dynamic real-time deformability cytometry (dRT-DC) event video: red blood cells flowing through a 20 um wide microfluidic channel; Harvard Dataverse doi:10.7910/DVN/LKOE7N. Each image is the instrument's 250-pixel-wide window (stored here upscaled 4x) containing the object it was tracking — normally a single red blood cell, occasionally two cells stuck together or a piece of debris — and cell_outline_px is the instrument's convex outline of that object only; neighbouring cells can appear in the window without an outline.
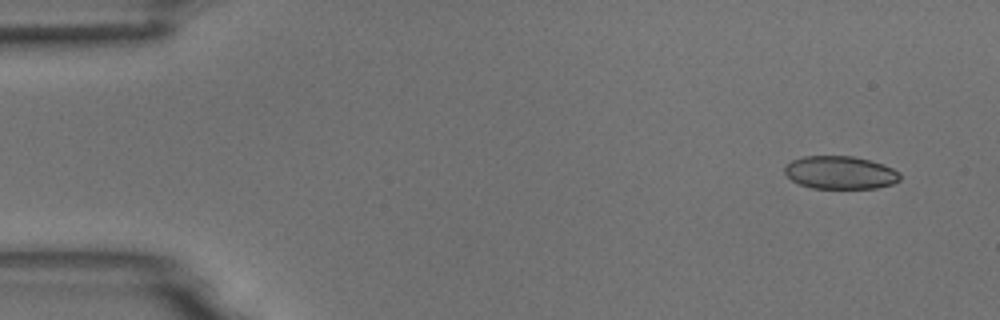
{"species": "common noctule bat (a hibernating species)", "species_latin": "Nyctalus noctula", "temperature_condition": "room temperature", "stored_images_in_passage": 4, "camera_frame_rate_fps": 3000, "um_per_image_px": 0.085, "animal": {"sex": "male", "body_mass_g": 18.8}, "frame": {"image": 1, "passage_image": 1, "time_ms": 0.0, "image_size_px": [1000, 320], "cell_outline_px": [[900, 180], [892, 184], [876, 188], [812, 188], [800, 184], [792, 180], [784, 172], [784, 168], [792, 160], [804, 156], [852, 156], [868, 160], [892, 168], [900, 176]], "centroid_in_image_um": [71.39, 14.67], "position_along_channel_um": 13.6, "area_um2": 21.85}}